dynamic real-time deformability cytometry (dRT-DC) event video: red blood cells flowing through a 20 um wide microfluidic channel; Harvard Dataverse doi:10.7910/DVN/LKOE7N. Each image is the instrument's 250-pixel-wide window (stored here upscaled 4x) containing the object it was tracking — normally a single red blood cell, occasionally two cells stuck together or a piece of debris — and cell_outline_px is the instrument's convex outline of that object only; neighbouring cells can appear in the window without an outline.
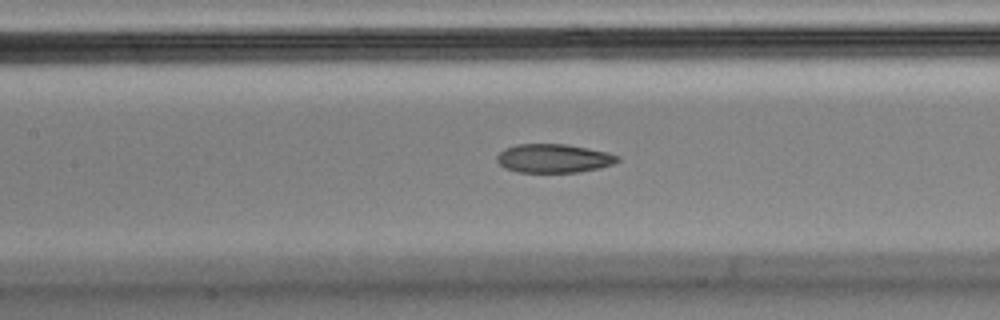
{"species": "Egyptian fruit bat (a non-hibernating species)", "species_latin": "Rousettus aegyptiacus", "temperature_condition": "cold", "stored_images_in_passage": 54, "camera_frame_rate_fps": 3000, "um_per_image_px": 0.085, "animal": {"sex": "male"}, "frame": {"image": 1, "passage_image": 24, "time_ms": 7.667, "image_size_px": [1000, 320], "cell_outline_px": [[620, 160], [612, 164], [600, 168], [580, 172], [520, 172], [504, 168], [496, 160], [496, 156], [504, 148], [516, 144], [568, 144], [608, 152], [620, 156]], "centroid_in_image_um": [47.07, 13.45], "position_along_channel_um": 160.3, "area_um2": 20.35}}
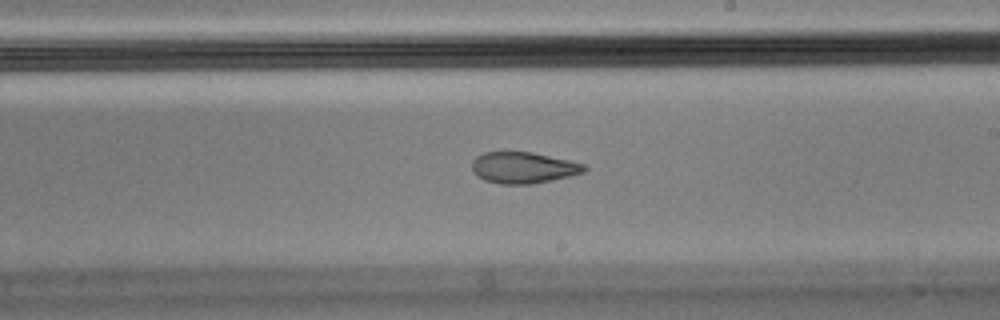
{"frame": {"image": 2, "passage_image": 31, "time_ms": 10.0, "image_size_px": [1000, 320], "cell_outline_px": [[588, 168], [584, 172], [572, 176], [532, 184], [500, 184], [484, 180], [472, 168], [472, 160], [476, 156], [484, 152], [532, 152], [568, 160], [584, 164]], "centroid_in_image_um": [44.51, 14.25], "position_along_channel_um": 244.5, "area_um2": 20.4}}
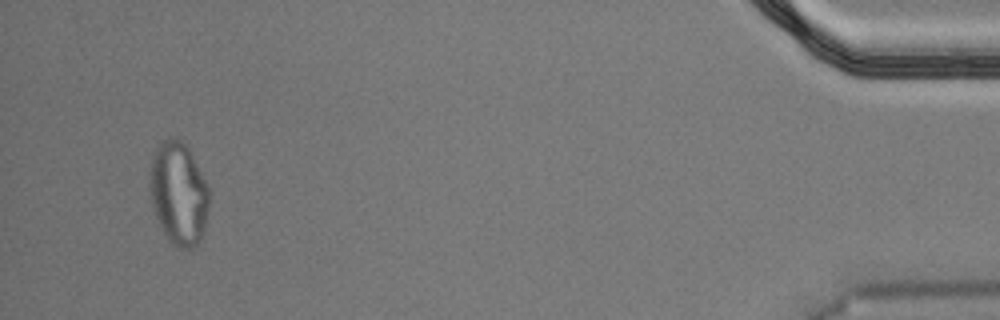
{"frame": {"image": 3, "passage_image": 52, "time_ms": 17.0, "image_size_px": [1000, 320], "cell_outline_px": [[208, 208], [204, 232], [200, 240], [196, 244], [188, 248], [176, 248], [168, 240], [156, 216], [152, 204], [152, 160], [156, 148], [164, 140], [180, 140], [188, 148], [208, 188]], "centroid_in_image_um": [15.21, 16.51], "position_along_channel_um": 420.0, "area_um2": 34.28}, "authors_computed_cell_mechanics": {"area_um2": 21.2704, "velocity_mm_per_s": 3.6263, "shape_relaxation_time_tau1_ms": null, "shape_relaxation_time_tau2_ms": 3.2648, "deformation_change_tau1": null, "deformation_change_tau2": 0.1029}}